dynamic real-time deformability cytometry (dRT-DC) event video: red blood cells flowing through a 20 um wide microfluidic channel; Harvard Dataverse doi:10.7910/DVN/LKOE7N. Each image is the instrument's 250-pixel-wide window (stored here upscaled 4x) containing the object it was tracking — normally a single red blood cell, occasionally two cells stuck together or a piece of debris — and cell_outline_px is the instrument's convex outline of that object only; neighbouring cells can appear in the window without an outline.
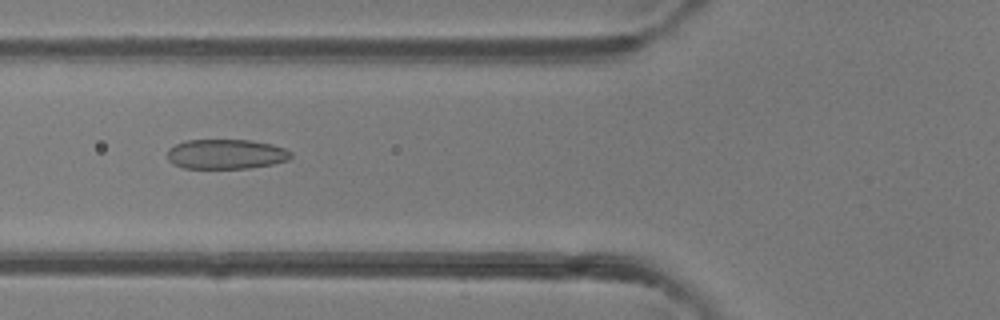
{"species": "common noctule bat (a hibernating species)", "species_latin": "Nyctalus noctula", "temperature_condition": "room temperature", "stored_images_in_passage": 33, "camera_frame_rate_fps": 3000, "um_per_image_px": 0.085, "animal": {"sex": "female"}, "frame": {"image": 1, "passage_image": 6, "time_ms": 1.667, "image_size_px": [1000, 320], "cell_outline_px": [[292, 156], [288, 160], [272, 164], [248, 168], [184, 168], [172, 164], [168, 160], [168, 148], [176, 144], [188, 140], [248, 140], [272, 144], [284, 148], [292, 152]], "centroid_in_image_um": [19.21, 13.1], "position_along_channel_um": 106.6, "area_um2": 21.44}}
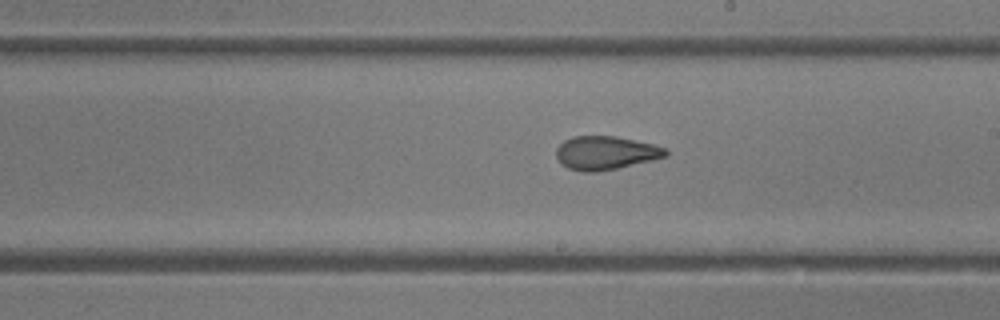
{"frame": {"image": 2, "passage_image": 15, "time_ms": 4.667, "image_size_px": [1000, 320], "cell_outline_px": [[668, 156], [652, 160], [616, 168], [596, 172], [584, 172], [568, 168], [560, 164], [556, 156], [556, 148], [564, 140], [572, 136], [616, 136], [652, 144], [664, 148], [668, 152]], "centroid_in_image_um": [51.44, 12.99], "position_along_channel_um": 237.6, "area_um2": 21.33}}
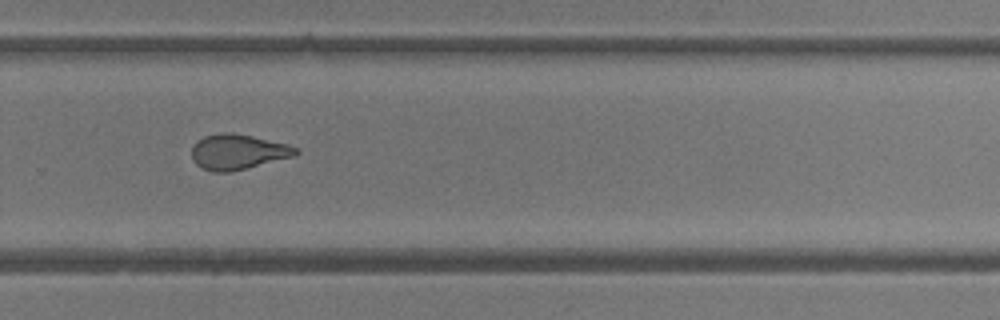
{"frame": {"image": 3, "passage_image": 20, "time_ms": 6.333, "image_size_px": [1000, 320], "cell_outline_px": [[300, 152], [296, 156], [228, 172], [212, 172], [196, 164], [192, 160], [192, 148], [196, 140], [204, 136], [224, 132], [232, 132], [252, 136], [288, 144], [296, 148]], "centroid_in_image_um": [20.21, 12.9], "position_along_channel_um": 309.6, "area_um2": 21.33}, "authors_computed_cell_mechanics": {"area_um2": 21.386, "velocity_mm_per_s": 4.345, "shape_relaxation_time_tau1_ms": 8.2338, "shape_relaxation_time_tau2_ms": 1.3748, "deformation_change_tau1": 0.2149, "deformation_change_tau2": 0.0933}}